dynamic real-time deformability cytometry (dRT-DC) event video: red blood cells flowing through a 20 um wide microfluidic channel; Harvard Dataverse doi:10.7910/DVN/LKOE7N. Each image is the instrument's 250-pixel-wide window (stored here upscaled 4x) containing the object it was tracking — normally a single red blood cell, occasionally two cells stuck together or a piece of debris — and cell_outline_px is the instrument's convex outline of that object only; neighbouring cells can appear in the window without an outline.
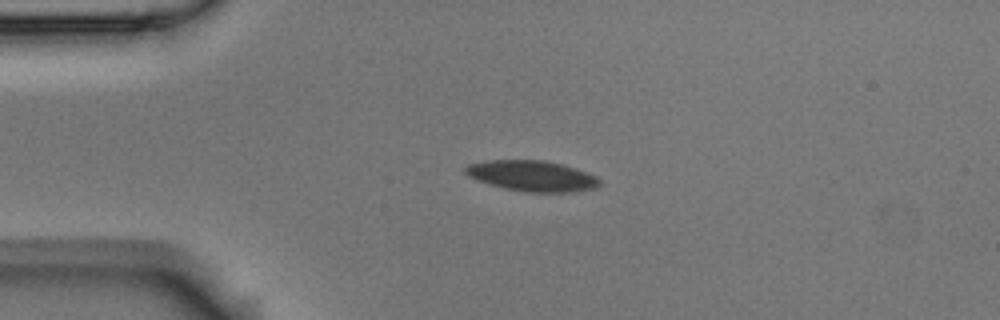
{"species": "Egyptian fruit bat (a non-hibernating species)", "species_latin": "Rousettus aegyptiacus", "temperature_condition": "room temperature", "stored_images_in_passage": 31, "camera_frame_rate_fps": 3000, "um_per_image_px": 0.085, "animal": {"sex": "male"}, "frame": {"image": 1, "passage_image": 1, "time_ms": 0.0, "image_size_px": [1000, 320], "cell_outline_px": [[600, 184], [592, 188], [568, 192], [524, 192], [504, 188], [468, 176], [464, 172], [464, 168], [468, 164], [492, 160], [544, 160], [560, 164], [596, 176], [600, 180]], "centroid_in_image_um": [45.19, 14.95], "position_along_channel_um": 39.8, "area_um2": 23.47}}
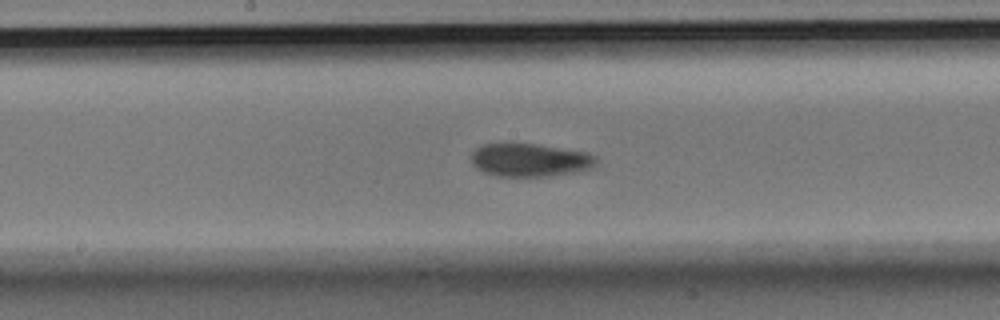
{"frame": {"image": 2, "passage_image": 17, "time_ms": 5.333, "image_size_px": [1000, 320], "cell_outline_px": [[596, 164], [592, 168], [576, 172], [548, 176], [496, 176], [484, 172], [476, 168], [472, 164], [472, 152], [476, 148], [484, 144], [536, 144], [588, 152], [596, 156]], "centroid_in_image_um": [45.06, 13.61], "position_along_channel_um": 203.1, "area_um2": 24.1}}
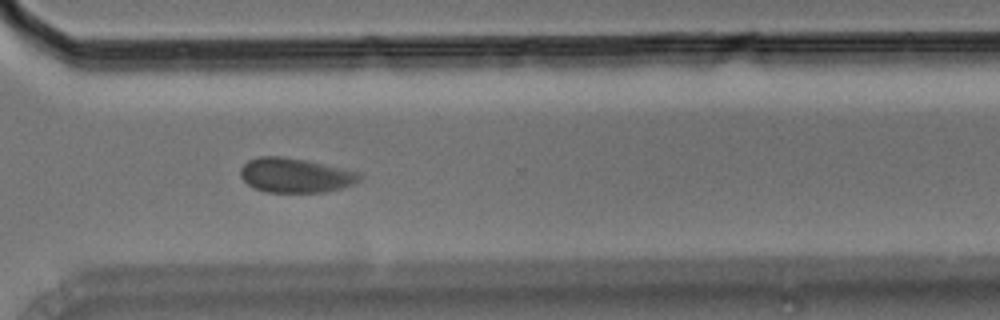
{"frame": {"image": 3, "passage_image": 29, "time_ms": 9.333, "image_size_px": [1000, 320], "cell_outline_px": [[364, 176], [360, 180], [352, 184], [340, 188], [324, 192], [268, 192], [252, 188], [240, 176], [240, 168], [248, 160], [260, 156], [280, 156], [304, 160], [360, 172]], "centroid_in_image_um": [25.09, 14.9], "position_along_channel_um": 345.5, "area_um2": 23.87}, "authors_computed_cell_mechanics": {"area_um2": 24.3916, "velocity_mm_per_s": 3.5691, "shape_relaxation_time_tau1_ms": 5.8275, "shape_relaxation_time_tau2_ms": 3.5029, "deformation_change_tau1": 0.0838, "deformation_change_tau2": 0.0842}}